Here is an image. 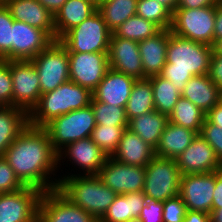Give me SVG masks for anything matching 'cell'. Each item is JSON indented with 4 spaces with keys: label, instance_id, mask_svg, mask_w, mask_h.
<instances>
[{
    "label": "cell",
    "instance_id": "cell-1",
    "mask_svg": "<svg viewBox=\"0 0 222 222\" xmlns=\"http://www.w3.org/2000/svg\"><path fill=\"white\" fill-rule=\"evenodd\" d=\"M3 157L25 186L38 188L42 192L58 187L59 179L55 177L59 170L58 153L44 128L28 125Z\"/></svg>",
    "mask_w": 222,
    "mask_h": 222
},
{
    "label": "cell",
    "instance_id": "cell-2",
    "mask_svg": "<svg viewBox=\"0 0 222 222\" xmlns=\"http://www.w3.org/2000/svg\"><path fill=\"white\" fill-rule=\"evenodd\" d=\"M212 53V46L194 42L171 32L166 64L159 76L171 81L182 92L190 78L208 74Z\"/></svg>",
    "mask_w": 222,
    "mask_h": 222
},
{
    "label": "cell",
    "instance_id": "cell-3",
    "mask_svg": "<svg viewBox=\"0 0 222 222\" xmlns=\"http://www.w3.org/2000/svg\"><path fill=\"white\" fill-rule=\"evenodd\" d=\"M92 92L71 80L55 90L41 94L38 103L28 113L29 125L44 128L53 119L90 105Z\"/></svg>",
    "mask_w": 222,
    "mask_h": 222
},
{
    "label": "cell",
    "instance_id": "cell-4",
    "mask_svg": "<svg viewBox=\"0 0 222 222\" xmlns=\"http://www.w3.org/2000/svg\"><path fill=\"white\" fill-rule=\"evenodd\" d=\"M57 189L73 204L98 221L118 195L105 186L98 175L60 176Z\"/></svg>",
    "mask_w": 222,
    "mask_h": 222
},
{
    "label": "cell",
    "instance_id": "cell-5",
    "mask_svg": "<svg viewBox=\"0 0 222 222\" xmlns=\"http://www.w3.org/2000/svg\"><path fill=\"white\" fill-rule=\"evenodd\" d=\"M112 32L96 10L79 25L67 31L58 41L68 52H108Z\"/></svg>",
    "mask_w": 222,
    "mask_h": 222
},
{
    "label": "cell",
    "instance_id": "cell-6",
    "mask_svg": "<svg viewBox=\"0 0 222 222\" xmlns=\"http://www.w3.org/2000/svg\"><path fill=\"white\" fill-rule=\"evenodd\" d=\"M96 125L93 109L89 105L53 119L44 129L48 132L53 149L58 153L72 142L89 138Z\"/></svg>",
    "mask_w": 222,
    "mask_h": 222
},
{
    "label": "cell",
    "instance_id": "cell-7",
    "mask_svg": "<svg viewBox=\"0 0 222 222\" xmlns=\"http://www.w3.org/2000/svg\"><path fill=\"white\" fill-rule=\"evenodd\" d=\"M214 25L215 5L195 9L176 8L170 30L177 36L212 46Z\"/></svg>",
    "mask_w": 222,
    "mask_h": 222
},
{
    "label": "cell",
    "instance_id": "cell-8",
    "mask_svg": "<svg viewBox=\"0 0 222 222\" xmlns=\"http://www.w3.org/2000/svg\"><path fill=\"white\" fill-rule=\"evenodd\" d=\"M181 175L175 159L154 156L145 167V196L157 201L178 196Z\"/></svg>",
    "mask_w": 222,
    "mask_h": 222
},
{
    "label": "cell",
    "instance_id": "cell-9",
    "mask_svg": "<svg viewBox=\"0 0 222 222\" xmlns=\"http://www.w3.org/2000/svg\"><path fill=\"white\" fill-rule=\"evenodd\" d=\"M36 67L41 94L55 90L70 80L67 49L57 40L31 60Z\"/></svg>",
    "mask_w": 222,
    "mask_h": 222
},
{
    "label": "cell",
    "instance_id": "cell-10",
    "mask_svg": "<svg viewBox=\"0 0 222 222\" xmlns=\"http://www.w3.org/2000/svg\"><path fill=\"white\" fill-rule=\"evenodd\" d=\"M108 155H106L94 142L89 138L77 140L66 145L63 149L58 152V168L61 170L62 164L64 165L65 159H69L65 162L74 165L76 169V174L67 173L63 177L73 176V175H98L100 169L104 166ZM82 169V170H81ZM83 173H82V172Z\"/></svg>",
    "mask_w": 222,
    "mask_h": 222
},
{
    "label": "cell",
    "instance_id": "cell-11",
    "mask_svg": "<svg viewBox=\"0 0 222 222\" xmlns=\"http://www.w3.org/2000/svg\"><path fill=\"white\" fill-rule=\"evenodd\" d=\"M42 191L25 186L20 190L0 194V222H35Z\"/></svg>",
    "mask_w": 222,
    "mask_h": 222
},
{
    "label": "cell",
    "instance_id": "cell-12",
    "mask_svg": "<svg viewBox=\"0 0 222 222\" xmlns=\"http://www.w3.org/2000/svg\"><path fill=\"white\" fill-rule=\"evenodd\" d=\"M70 80L93 92L109 69L108 52H68Z\"/></svg>",
    "mask_w": 222,
    "mask_h": 222
},
{
    "label": "cell",
    "instance_id": "cell-13",
    "mask_svg": "<svg viewBox=\"0 0 222 222\" xmlns=\"http://www.w3.org/2000/svg\"><path fill=\"white\" fill-rule=\"evenodd\" d=\"M13 106L30 112L41 96L39 76L31 60L10 61Z\"/></svg>",
    "mask_w": 222,
    "mask_h": 222
},
{
    "label": "cell",
    "instance_id": "cell-14",
    "mask_svg": "<svg viewBox=\"0 0 222 222\" xmlns=\"http://www.w3.org/2000/svg\"><path fill=\"white\" fill-rule=\"evenodd\" d=\"M38 219L41 222H99L68 200L57 188L42 193Z\"/></svg>",
    "mask_w": 222,
    "mask_h": 222
},
{
    "label": "cell",
    "instance_id": "cell-15",
    "mask_svg": "<svg viewBox=\"0 0 222 222\" xmlns=\"http://www.w3.org/2000/svg\"><path fill=\"white\" fill-rule=\"evenodd\" d=\"M98 176L118 195L139 192L144 189L145 167L123 164L108 157Z\"/></svg>",
    "mask_w": 222,
    "mask_h": 222
},
{
    "label": "cell",
    "instance_id": "cell-16",
    "mask_svg": "<svg viewBox=\"0 0 222 222\" xmlns=\"http://www.w3.org/2000/svg\"><path fill=\"white\" fill-rule=\"evenodd\" d=\"M215 188V171L181 175L179 196L186 209L210 214Z\"/></svg>",
    "mask_w": 222,
    "mask_h": 222
},
{
    "label": "cell",
    "instance_id": "cell-17",
    "mask_svg": "<svg viewBox=\"0 0 222 222\" xmlns=\"http://www.w3.org/2000/svg\"><path fill=\"white\" fill-rule=\"evenodd\" d=\"M54 40L43 30L13 20L12 61L32 60Z\"/></svg>",
    "mask_w": 222,
    "mask_h": 222
},
{
    "label": "cell",
    "instance_id": "cell-18",
    "mask_svg": "<svg viewBox=\"0 0 222 222\" xmlns=\"http://www.w3.org/2000/svg\"><path fill=\"white\" fill-rule=\"evenodd\" d=\"M175 160L182 175L210 173L222 169V163L214 149L200 134Z\"/></svg>",
    "mask_w": 222,
    "mask_h": 222
},
{
    "label": "cell",
    "instance_id": "cell-19",
    "mask_svg": "<svg viewBox=\"0 0 222 222\" xmlns=\"http://www.w3.org/2000/svg\"><path fill=\"white\" fill-rule=\"evenodd\" d=\"M109 68L132 76L146 79L142 66L138 42L111 34L108 51Z\"/></svg>",
    "mask_w": 222,
    "mask_h": 222
},
{
    "label": "cell",
    "instance_id": "cell-20",
    "mask_svg": "<svg viewBox=\"0 0 222 222\" xmlns=\"http://www.w3.org/2000/svg\"><path fill=\"white\" fill-rule=\"evenodd\" d=\"M136 80L132 76L109 68L92 92V96L96 101L125 108Z\"/></svg>",
    "mask_w": 222,
    "mask_h": 222
},
{
    "label": "cell",
    "instance_id": "cell-21",
    "mask_svg": "<svg viewBox=\"0 0 222 222\" xmlns=\"http://www.w3.org/2000/svg\"><path fill=\"white\" fill-rule=\"evenodd\" d=\"M5 6L14 20L37 27L56 41L54 15L38 0H9Z\"/></svg>",
    "mask_w": 222,
    "mask_h": 222
},
{
    "label": "cell",
    "instance_id": "cell-22",
    "mask_svg": "<svg viewBox=\"0 0 222 222\" xmlns=\"http://www.w3.org/2000/svg\"><path fill=\"white\" fill-rule=\"evenodd\" d=\"M170 34V29H162L155 36L138 42L144 75L147 78L159 75L165 66Z\"/></svg>",
    "mask_w": 222,
    "mask_h": 222
},
{
    "label": "cell",
    "instance_id": "cell-23",
    "mask_svg": "<svg viewBox=\"0 0 222 222\" xmlns=\"http://www.w3.org/2000/svg\"><path fill=\"white\" fill-rule=\"evenodd\" d=\"M154 156L155 149L126 128L111 157L123 164L146 167Z\"/></svg>",
    "mask_w": 222,
    "mask_h": 222
},
{
    "label": "cell",
    "instance_id": "cell-24",
    "mask_svg": "<svg viewBox=\"0 0 222 222\" xmlns=\"http://www.w3.org/2000/svg\"><path fill=\"white\" fill-rule=\"evenodd\" d=\"M97 10L89 0H67L54 14L56 41L67 31L79 25Z\"/></svg>",
    "mask_w": 222,
    "mask_h": 222
},
{
    "label": "cell",
    "instance_id": "cell-25",
    "mask_svg": "<svg viewBox=\"0 0 222 222\" xmlns=\"http://www.w3.org/2000/svg\"><path fill=\"white\" fill-rule=\"evenodd\" d=\"M196 136L195 131L168 122L155 149V156L176 159Z\"/></svg>",
    "mask_w": 222,
    "mask_h": 222
},
{
    "label": "cell",
    "instance_id": "cell-26",
    "mask_svg": "<svg viewBox=\"0 0 222 222\" xmlns=\"http://www.w3.org/2000/svg\"><path fill=\"white\" fill-rule=\"evenodd\" d=\"M146 202L143 191L119 194L99 222H129L137 219Z\"/></svg>",
    "mask_w": 222,
    "mask_h": 222
},
{
    "label": "cell",
    "instance_id": "cell-27",
    "mask_svg": "<svg viewBox=\"0 0 222 222\" xmlns=\"http://www.w3.org/2000/svg\"><path fill=\"white\" fill-rule=\"evenodd\" d=\"M181 96L207 113L219 102V88L211 81L208 74L194 76L185 83Z\"/></svg>",
    "mask_w": 222,
    "mask_h": 222
},
{
    "label": "cell",
    "instance_id": "cell-28",
    "mask_svg": "<svg viewBox=\"0 0 222 222\" xmlns=\"http://www.w3.org/2000/svg\"><path fill=\"white\" fill-rule=\"evenodd\" d=\"M29 125V116L16 106L0 107V156Z\"/></svg>",
    "mask_w": 222,
    "mask_h": 222
},
{
    "label": "cell",
    "instance_id": "cell-29",
    "mask_svg": "<svg viewBox=\"0 0 222 222\" xmlns=\"http://www.w3.org/2000/svg\"><path fill=\"white\" fill-rule=\"evenodd\" d=\"M168 122V115L152 110L130 119L128 129L156 149Z\"/></svg>",
    "mask_w": 222,
    "mask_h": 222
},
{
    "label": "cell",
    "instance_id": "cell-30",
    "mask_svg": "<svg viewBox=\"0 0 222 222\" xmlns=\"http://www.w3.org/2000/svg\"><path fill=\"white\" fill-rule=\"evenodd\" d=\"M152 110H155V106L151 81L148 78L137 79L125 106L127 120Z\"/></svg>",
    "mask_w": 222,
    "mask_h": 222
},
{
    "label": "cell",
    "instance_id": "cell-31",
    "mask_svg": "<svg viewBox=\"0 0 222 222\" xmlns=\"http://www.w3.org/2000/svg\"><path fill=\"white\" fill-rule=\"evenodd\" d=\"M169 122L195 131L200 134L206 113L199 109L190 100L182 96L176 102L173 111L168 116Z\"/></svg>",
    "mask_w": 222,
    "mask_h": 222
},
{
    "label": "cell",
    "instance_id": "cell-32",
    "mask_svg": "<svg viewBox=\"0 0 222 222\" xmlns=\"http://www.w3.org/2000/svg\"><path fill=\"white\" fill-rule=\"evenodd\" d=\"M138 0H109L97 7L108 29L113 33L127 19L136 15Z\"/></svg>",
    "mask_w": 222,
    "mask_h": 222
},
{
    "label": "cell",
    "instance_id": "cell-33",
    "mask_svg": "<svg viewBox=\"0 0 222 222\" xmlns=\"http://www.w3.org/2000/svg\"><path fill=\"white\" fill-rule=\"evenodd\" d=\"M153 88L155 110L170 115L176 102L181 97V92L173 83L159 75L148 77Z\"/></svg>",
    "mask_w": 222,
    "mask_h": 222
},
{
    "label": "cell",
    "instance_id": "cell-34",
    "mask_svg": "<svg viewBox=\"0 0 222 222\" xmlns=\"http://www.w3.org/2000/svg\"><path fill=\"white\" fill-rule=\"evenodd\" d=\"M161 30L154 22L135 15L116 28L113 34L123 39L139 42L155 36Z\"/></svg>",
    "mask_w": 222,
    "mask_h": 222
},
{
    "label": "cell",
    "instance_id": "cell-35",
    "mask_svg": "<svg viewBox=\"0 0 222 222\" xmlns=\"http://www.w3.org/2000/svg\"><path fill=\"white\" fill-rule=\"evenodd\" d=\"M172 12L158 0H138L136 15L157 24L161 29H170Z\"/></svg>",
    "mask_w": 222,
    "mask_h": 222
},
{
    "label": "cell",
    "instance_id": "cell-36",
    "mask_svg": "<svg viewBox=\"0 0 222 222\" xmlns=\"http://www.w3.org/2000/svg\"><path fill=\"white\" fill-rule=\"evenodd\" d=\"M97 125L102 126H128V120L125 114V108L112 106L93 97L90 103Z\"/></svg>",
    "mask_w": 222,
    "mask_h": 222
},
{
    "label": "cell",
    "instance_id": "cell-37",
    "mask_svg": "<svg viewBox=\"0 0 222 222\" xmlns=\"http://www.w3.org/2000/svg\"><path fill=\"white\" fill-rule=\"evenodd\" d=\"M126 128L128 126L96 125L90 138L108 157H111L116 151Z\"/></svg>",
    "mask_w": 222,
    "mask_h": 222
},
{
    "label": "cell",
    "instance_id": "cell-38",
    "mask_svg": "<svg viewBox=\"0 0 222 222\" xmlns=\"http://www.w3.org/2000/svg\"><path fill=\"white\" fill-rule=\"evenodd\" d=\"M13 18L5 4H0V59L12 61Z\"/></svg>",
    "mask_w": 222,
    "mask_h": 222
},
{
    "label": "cell",
    "instance_id": "cell-39",
    "mask_svg": "<svg viewBox=\"0 0 222 222\" xmlns=\"http://www.w3.org/2000/svg\"><path fill=\"white\" fill-rule=\"evenodd\" d=\"M13 106L12 76L10 61L0 59V107Z\"/></svg>",
    "mask_w": 222,
    "mask_h": 222
},
{
    "label": "cell",
    "instance_id": "cell-40",
    "mask_svg": "<svg viewBox=\"0 0 222 222\" xmlns=\"http://www.w3.org/2000/svg\"><path fill=\"white\" fill-rule=\"evenodd\" d=\"M24 187L8 162L0 156V194L14 192Z\"/></svg>",
    "mask_w": 222,
    "mask_h": 222
},
{
    "label": "cell",
    "instance_id": "cell-41",
    "mask_svg": "<svg viewBox=\"0 0 222 222\" xmlns=\"http://www.w3.org/2000/svg\"><path fill=\"white\" fill-rule=\"evenodd\" d=\"M186 206L178 195L163 201V222H182L186 214Z\"/></svg>",
    "mask_w": 222,
    "mask_h": 222
},
{
    "label": "cell",
    "instance_id": "cell-42",
    "mask_svg": "<svg viewBox=\"0 0 222 222\" xmlns=\"http://www.w3.org/2000/svg\"><path fill=\"white\" fill-rule=\"evenodd\" d=\"M200 135L214 149L218 159L222 163V129L205 119Z\"/></svg>",
    "mask_w": 222,
    "mask_h": 222
},
{
    "label": "cell",
    "instance_id": "cell-43",
    "mask_svg": "<svg viewBox=\"0 0 222 222\" xmlns=\"http://www.w3.org/2000/svg\"><path fill=\"white\" fill-rule=\"evenodd\" d=\"M139 219L141 222H163V201L147 199Z\"/></svg>",
    "mask_w": 222,
    "mask_h": 222
},
{
    "label": "cell",
    "instance_id": "cell-44",
    "mask_svg": "<svg viewBox=\"0 0 222 222\" xmlns=\"http://www.w3.org/2000/svg\"><path fill=\"white\" fill-rule=\"evenodd\" d=\"M208 76L218 88H222V55L221 54L212 53Z\"/></svg>",
    "mask_w": 222,
    "mask_h": 222
},
{
    "label": "cell",
    "instance_id": "cell-45",
    "mask_svg": "<svg viewBox=\"0 0 222 222\" xmlns=\"http://www.w3.org/2000/svg\"><path fill=\"white\" fill-rule=\"evenodd\" d=\"M222 208V169L215 171V188L213 192L212 210Z\"/></svg>",
    "mask_w": 222,
    "mask_h": 222
},
{
    "label": "cell",
    "instance_id": "cell-46",
    "mask_svg": "<svg viewBox=\"0 0 222 222\" xmlns=\"http://www.w3.org/2000/svg\"><path fill=\"white\" fill-rule=\"evenodd\" d=\"M221 0H179L177 8L195 9L217 5Z\"/></svg>",
    "mask_w": 222,
    "mask_h": 222
},
{
    "label": "cell",
    "instance_id": "cell-47",
    "mask_svg": "<svg viewBox=\"0 0 222 222\" xmlns=\"http://www.w3.org/2000/svg\"><path fill=\"white\" fill-rule=\"evenodd\" d=\"M206 119L222 129V104L220 102L206 113Z\"/></svg>",
    "mask_w": 222,
    "mask_h": 222
},
{
    "label": "cell",
    "instance_id": "cell-48",
    "mask_svg": "<svg viewBox=\"0 0 222 222\" xmlns=\"http://www.w3.org/2000/svg\"><path fill=\"white\" fill-rule=\"evenodd\" d=\"M222 39V2L215 5L214 42Z\"/></svg>",
    "mask_w": 222,
    "mask_h": 222
},
{
    "label": "cell",
    "instance_id": "cell-49",
    "mask_svg": "<svg viewBox=\"0 0 222 222\" xmlns=\"http://www.w3.org/2000/svg\"><path fill=\"white\" fill-rule=\"evenodd\" d=\"M182 222H210V214L201 211L187 210Z\"/></svg>",
    "mask_w": 222,
    "mask_h": 222
},
{
    "label": "cell",
    "instance_id": "cell-50",
    "mask_svg": "<svg viewBox=\"0 0 222 222\" xmlns=\"http://www.w3.org/2000/svg\"><path fill=\"white\" fill-rule=\"evenodd\" d=\"M67 0H38L53 15L63 6Z\"/></svg>",
    "mask_w": 222,
    "mask_h": 222
},
{
    "label": "cell",
    "instance_id": "cell-51",
    "mask_svg": "<svg viewBox=\"0 0 222 222\" xmlns=\"http://www.w3.org/2000/svg\"><path fill=\"white\" fill-rule=\"evenodd\" d=\"M161 4L166 6L172 13L175 11L179 4V0H158Z\"/></svg>",
    "mask_w": 222,
    "mask_h": 222
},
{
    "label": "cell",
    "instance_id": "cell-52",
    "mask_svg": "<svg viewBox=\"0 0 222 222\" xmlns=\"http://www.w3.org/2000/svg\"><path fill=\"white\" fill-rule=\"evenodd\" d=\"M210 222H222V208L210 212Z\"/></svg>",
    "mask_w": 222,
    "mask_h": 222
},
{
    "label": "cell",
    "instance_id": "cell-53",
    "mask_svg": "<svg viewBox=\"0 0 222 222\" xmlns=\"http://www.w3.org/2000/svg\"><path fill=\"white\" fill-rule=\"evenodd\" d=\"M212 47H213V54L222 55V39H217L212 45Z\"/></svg>",
    "mask_w": 222,
    "mask_h": 222
},
{
    "label": "cell",
    "instance_id": "cell-54",
    "mask_svg": "<svg viewBox=\"0 0 222 222\" xmlns=\"http://www.w3.org/2000/svg\"><path fill=\"white\" fill-rule=\"evenodd\" d=\"M219 102L222 104V88H219Z\"/></svg>",
    "mask_w": 222,
    "mask_h": 222
},
{
    "label": "cell",
    "instance_id": "cell-55",
    "mask_svg": "<svg viewBox=\"0 0 222 222\" xmlns=\"http://www.w3.org/2000/svg\"><path fill=\"white\" fill-rule=\"evenodd\" d=\"M91 1L93 4H95L96 7H98V0H89Z\"/></svg>",
    "mask_w": 222,
    "mask_h": 222
},
{
    "label": "cell",
    "instance_id": "cell-56",
    "mask_svg": "<svg viewBox=\"0 0 222 222\" xmlns=\"http://www.w3.org/2000/svg\"><path fill=\"white\" fill-rule=\"evenodd\" d=\"M107 1H109V0H98V6L101 5L102 3L107 2Z\"/></svg>",
    "mask_w": 222,
    "mask_h": 222
},
{
    "label": "cell",
    "instance_id": "cell-57",
    "mask_svg": "<svg viewBox=\"0 0 222 222\" xmlns=\"http://www.w3.org/2000/svg\"><path fill=\"white\" fill-rule=\"evenodd\" d=\"M129 222H141V220L139 218H137V219H133V220H131Z\"/></svg>",
    "mask_w": 222,
    "mask_h": 222
},
{
    "label": "cell",
    "instance_id": "cell-58",
    "mask_svg": "<svg viewBox=\"0 0 222 222\" xmlns=\"http://www.w3.org/2000/svg\"><path fill=\"white\" fill-rule=\"evenodd\" d=\"M9 0H0V4H6Z\"/></svg>",
    "mask_w": 222,
    "mask_h": 222
}]
</instances>
